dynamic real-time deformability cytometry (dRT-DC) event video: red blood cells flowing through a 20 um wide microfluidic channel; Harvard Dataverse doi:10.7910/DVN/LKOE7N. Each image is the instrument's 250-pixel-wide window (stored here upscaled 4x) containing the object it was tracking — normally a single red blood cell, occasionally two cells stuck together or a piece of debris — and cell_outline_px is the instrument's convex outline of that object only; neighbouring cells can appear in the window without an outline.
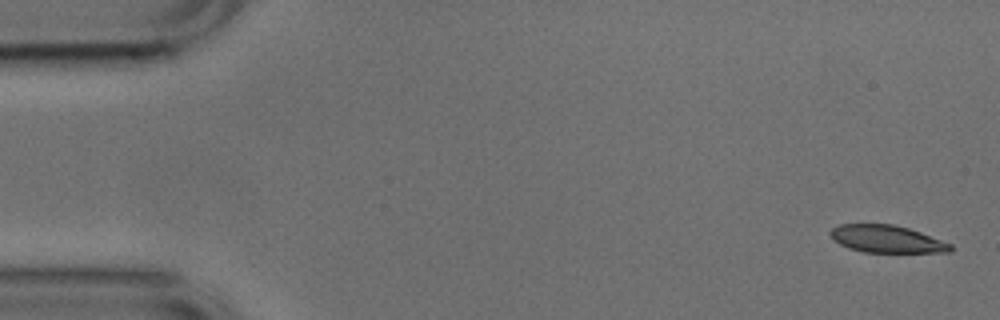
{"species": "common noctule bat (a hibernating species)", "species_latin": "Nyctalus noctula", "temperature_condition": "cold", "stored_images_in_passage": 7, "camera_frame_rate_fps": 3000, "um_per_image_px": 0.085, "animal": {"sex": "male", "body_mass_g": 17.9, "forearm_length_mm": 54.2}, "frame": {"image": 1, "passage_image": 1, "time_ms": 0.0, "image_size_px": [1000, 320], "cell_outline_px": [[952, 252], [864, 252], [848, 248], [832, 240], [828, 232], [832, 228], [840, 224], [892, 224], [908, 228], [920, 232], [952, 244]], "centroid_in_image_um": [75.33, 20.31], "position_along_channel_um": 9.7, "area_um2": 19.19}}